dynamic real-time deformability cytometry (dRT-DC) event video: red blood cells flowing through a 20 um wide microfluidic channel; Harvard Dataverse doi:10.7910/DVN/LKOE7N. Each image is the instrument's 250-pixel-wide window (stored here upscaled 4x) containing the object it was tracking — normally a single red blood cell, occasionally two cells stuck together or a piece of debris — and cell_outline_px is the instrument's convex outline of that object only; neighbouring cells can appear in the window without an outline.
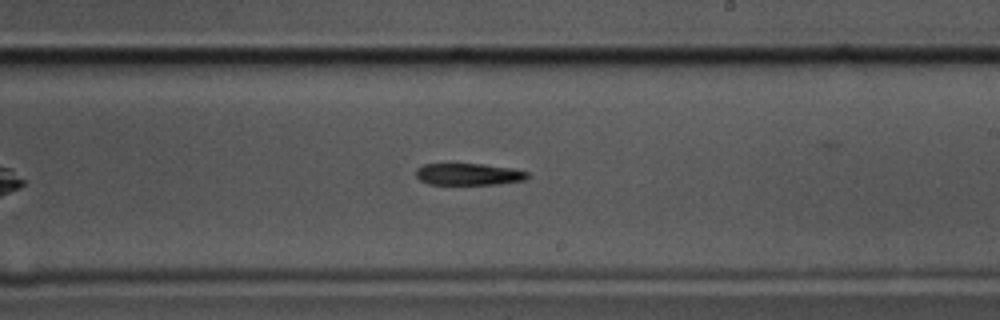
{"species": "common noctule bat (a hibernating species)", "species_latin": "Nyctalus noctula", "temperature_condition": "cold", "stored_images_in_passage": 48, "camera_frame_rate_fps": 3000, "um_per_image_px": 0.085, "animal": {"sex": "male", "body_mass_g": 17.5, "forearm_length_mm": 52.3}, "frame": {"image": 1, "passage_image": 24, "time_ms": 7.667, "image_size_px": [1000, 320], "cell_outline_px": [[528, 176], [524, 180], [496, 184], [428, 184], [420, 180], [416, 176], [416, 168], [424, 164], [480, 164], [512, 168], [528, 172]], "centroid_in_image_um": [39.8, 14.81], "position_along_channel_um": 249.2, "area_um2": 14.05}}
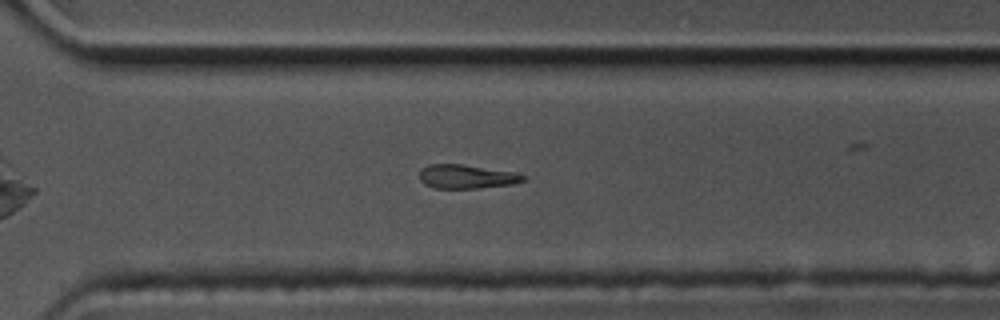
{"frame": {"image": 2, "passage_image": 31, "time_ms": 10.0, "image_size_px": [1000, 320], "cell_outline_px": [[528, 176], [524, 180], [516, 184], [476, 188], [432, 188], [424, 184], [420, 180], [420, 168], [428, 164], [460, 164], [512, 172]], "centroid_in_image_um": [39.63, 15.01], "position_along_channel_um": 331.0, "area_um2": 14.45}}
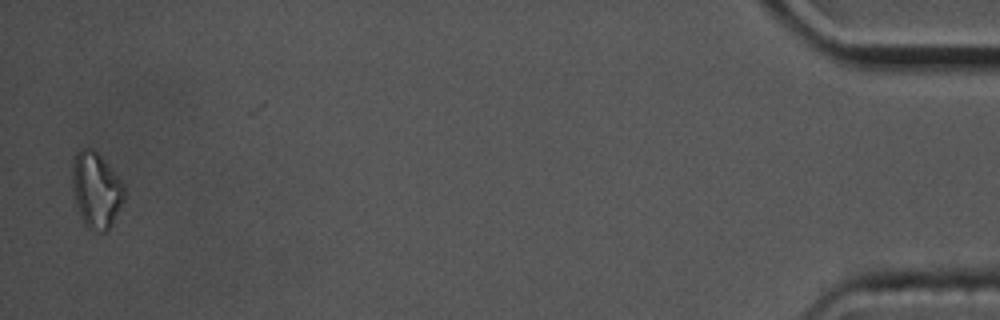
{"frame": {"image": 3, "passage_image": 47, "time_ms": 15.333, "image_size_px": [1000, 320], "cell_outline_px": [[124, 200], [112, 224], [104, 232], [92, 232], [84, 224], [72, 188], [72, 160], [76, 152], [80, 148], [92, 148], [100, 156], [124, 184]], "centroid_in_image_um": [8.16, 16.15], "position_along_channel_um": 427.0, "area_um2": 22.77}, "authors_computed_cell_mechanics": {"area_um2": 15.8372, "velocity_mm_per_s": 3.5055, "shape_relaxation_time_tau1_ms": 10.2094, "shape_relaxation_time_tau2_ms": null, "deformation_change_tau1": 0.1981, "deformation_change_tau2": null}}